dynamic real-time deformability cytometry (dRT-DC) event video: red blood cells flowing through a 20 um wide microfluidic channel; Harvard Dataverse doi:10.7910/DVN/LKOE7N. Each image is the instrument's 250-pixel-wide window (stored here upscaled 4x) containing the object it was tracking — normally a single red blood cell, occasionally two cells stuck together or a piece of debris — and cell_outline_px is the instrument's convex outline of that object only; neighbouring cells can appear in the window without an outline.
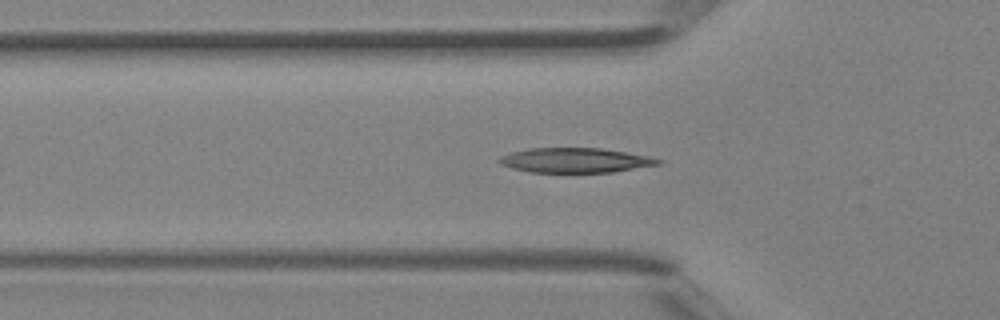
{"species": "Egyptian fruit bat (a non-hibernating species)", "species_latin": "Rousettus aegyptiacus", "temperature_condition": "room temperature", "stored_images_in_passage": 27, "camera_frame_rate_fps": 3000, "um_per_image_px": 0.085, "animal": {"sex": "female"}, "frame": {"image": 1, "passage_image": 7, "time_ms": 2.0, "image_size_px": [1000, 320], "cell_outline_px": [[664, 164], [612, 172], [528, 172], [512, 168], [500, 164], [496, 160], [500, 156], [508, 152], [528, 148], [600, 148], [648, 156], [664, 160]], "centroid_in_image_um": [48.88, 13.62], "position_along_channel_um": 76.9, "area_um2": 23.12}}
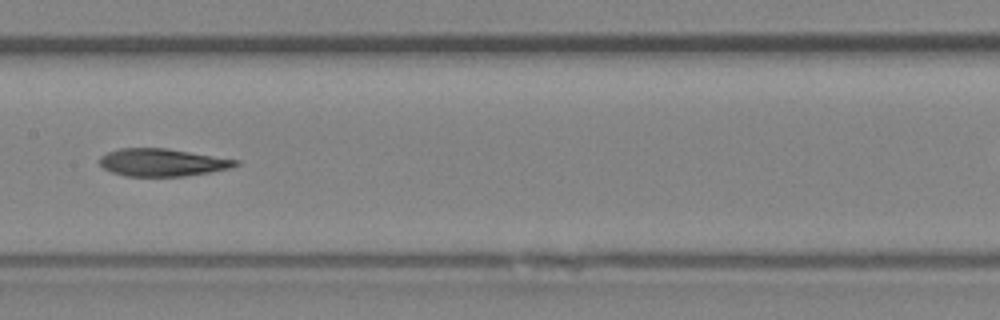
{"frame": {"image": 2, "passage_image": 14, "time_ms": 4.333, "image_size_px": [1000, 320], "cell_outline_px": [[240, 164], [228, 168], [208, 172], [184, 176], [124, 176], [112, 172], [104, 168], [100, 164], [100, 156], [108, 152], [120, 148], [168, 148], [240, 160]], "centroid_in_image_um": [13.79, 13.8], "position_along_channel_um": 193.6, "area_um2": 21.79}}
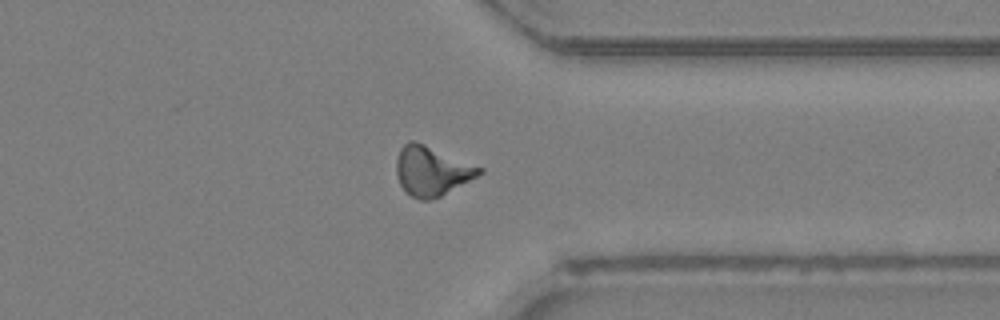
{"frame": {"image": 3, "passage_image": 25, "time_ms": 8.0, "image_size_px": [1000, 320], "cell_outline_px": [[484, 172], [440, 196], [428, 200], [420, 200], [404, 192], [400, 184], [396, 172], [396, 160], [400, 148], [408, 140], [412, 140], [424, 144], [484, 168]], "centroid_in_image_um": [36.67, 14.52], "position_along_channel_um": 374.7, "area_um2": 23.7}}